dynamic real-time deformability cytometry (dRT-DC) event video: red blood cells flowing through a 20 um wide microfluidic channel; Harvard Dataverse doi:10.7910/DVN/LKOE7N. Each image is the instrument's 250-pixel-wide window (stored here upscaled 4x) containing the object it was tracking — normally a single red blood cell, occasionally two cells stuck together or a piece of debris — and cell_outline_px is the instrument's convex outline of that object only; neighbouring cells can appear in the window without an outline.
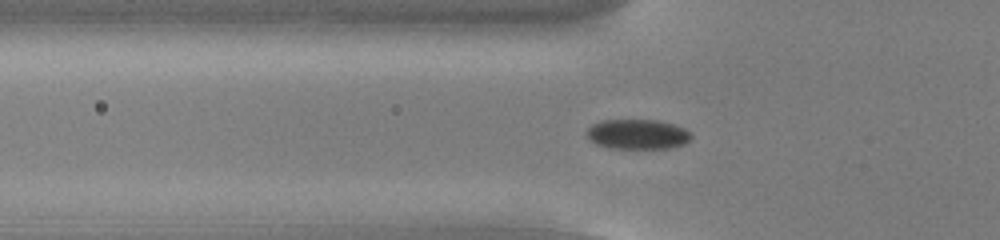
{"species": "common noctule bat (a hibernating species)", "species_latin": "Nyctalus noctula", "temperature_condition": "cold", "stored_images_in_passage": 49, "camera_frame_rate_fps": 3000, "um_per_image_px": 0.085, "animal": {"sex": "male", "body_mass_g": 13.0, "forearm_length_mm": 53.1}, "frame": {"image": 1, "passage_image": 19, "time_ms": 6.0, "image_size_px": [1000, 240], "cell_outline_px": [[692, 140], [684, 144], [672, 148], [608, 148], [596, 144], [588, 140], [584, 132], [592, 124], [600, 120], [656, 120], [672, 124], [684, 128], [692, 132]], "centroid_in_image_um": [54.17, 11.41], "position_along_channel_um": 71.6, "area_um2": 18.55}}
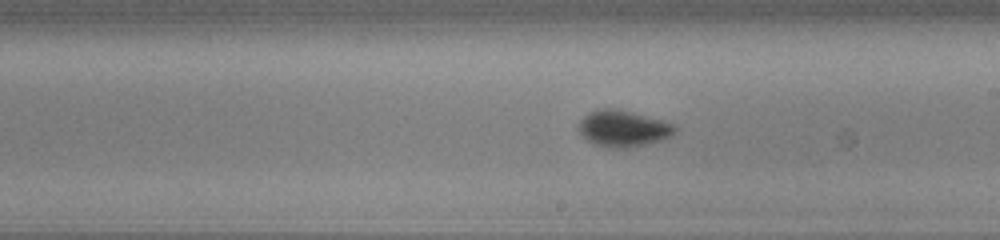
{"frame": {"image": 2, "passage_image": 32, "time_ms": 10.333, "image_size_px": [1000, 240], "cell_outline_px": [[680, 128], [672, 136], [660, 140], [644, 144], [624, 148], [608, 148], [596, 144], [580, 136], [576, 128], [580, 120], [588, 112], [600, 108], [616, 108], [664, 120], [676, 124]], "centroid_in_image_um": [52.97, 10.91], "position_along_channel_um": 236.0, "area_um2": 20.81}}
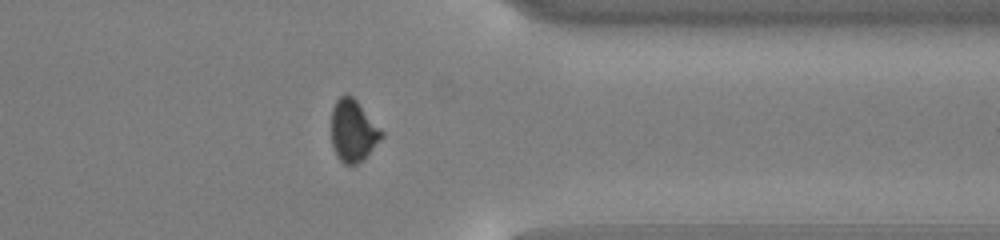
{"frame": {"image": 3, "passage_image": 44, "time_ms": 14.333, "image_size_px": [1000, 240], "cell_outline_px": [[384, 136], [364, 160], [356, 164], [344, 164], [336, 156], [332, 144], [332, 108], [336, 100], [344, 92], [352, 96], [356, 100], [384, 132]], "centroid_in_image_um": [30.02, 11.12], "position_along_channel_um": 381.4, "area_um2": 18.26}, "authors_computed_cell_mechanics": {"area_um2": 18.8428, "velocity_mm_per_s": 3.8103, "shape_relaxation_time_tau1_ms": 1.8342, "shape_relaxation_time_tau2_ms": null, "deformation_change_tau1": 0.0787, "deformation_change_tau2": null}}